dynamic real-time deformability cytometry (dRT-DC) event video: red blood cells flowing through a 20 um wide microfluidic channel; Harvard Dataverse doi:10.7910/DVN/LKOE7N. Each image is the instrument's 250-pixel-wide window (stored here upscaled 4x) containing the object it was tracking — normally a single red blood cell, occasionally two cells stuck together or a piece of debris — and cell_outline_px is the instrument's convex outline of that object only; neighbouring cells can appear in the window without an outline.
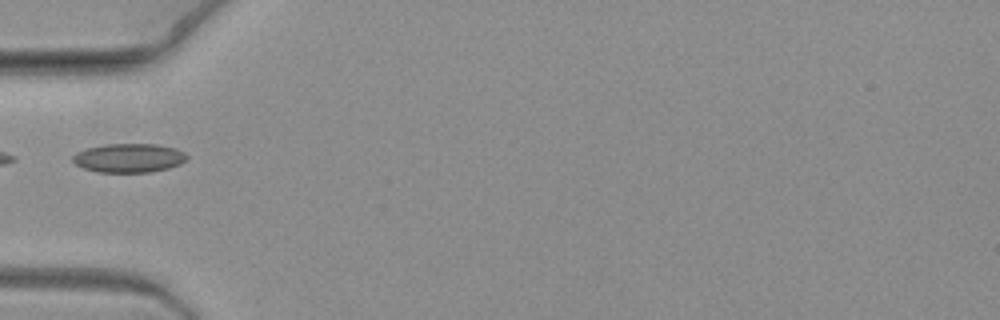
{"species": "common noctule bat (a hibernating species)", "species_latin": "Nyctalus noctula", "temperature_condition": "warm", "stored_images_in_passage": 9, "camera_frame_rate_fps": 3000, "um_per_image_px": 0.085, "animal": {"sex": "female", "body_mass_g": 19.3, "forearm_length_mm": 54.1}, "frame": {"image": 1, "passage_image": 7, "time_ms": 2.0, "image_size_px": [1000, 320], "cell_outline_px": [[188, 156], [180, 164], [168, 168], [148, 172], [96, 172], [84, 168], [76, 164], [72, 160], [72, 156], [76, 152], [88, 148], [104, 144], [156, 144], [176, 148], [184, 152]], "centroid_in_image_um": [10.94, 13.42], "position_along_channel_um": 74.1, "area_um2": 19.19}}